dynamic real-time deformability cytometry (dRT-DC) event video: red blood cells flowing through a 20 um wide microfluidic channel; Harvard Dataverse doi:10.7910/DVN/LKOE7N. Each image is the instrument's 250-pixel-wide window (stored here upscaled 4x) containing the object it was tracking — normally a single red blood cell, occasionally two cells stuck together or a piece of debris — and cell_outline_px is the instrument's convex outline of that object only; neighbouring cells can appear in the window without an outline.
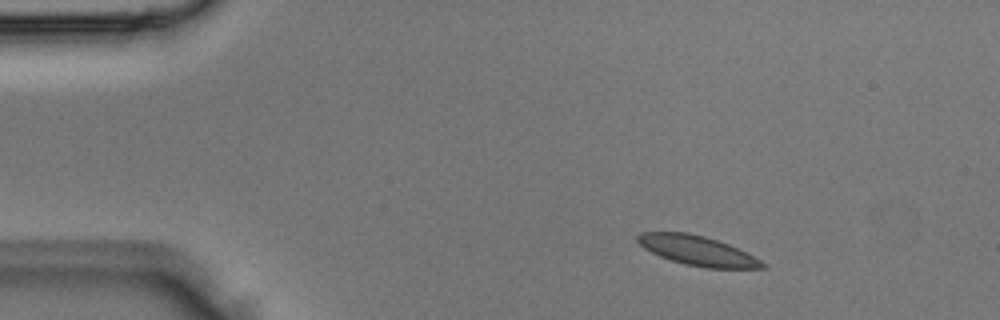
{"species": "Egyptian fruit bat (a non-hibernating species)", "species_latin": "Rousettus aegyptiacus", "temperature_condition": "room temperature", "stored_images_in_passage": 4, "segment_of_instrument_passage": [2, 2], "camera_frame_rate_fps": 3000, "um_per_image_px": 0.085, "animal": {"sex": "male"}, "frame": {"image": 1, "passage_image": 4, "time_ms": 1.0, "image_size_px": [1000, 320], "cell_outline_px": [[768, 268], [704, 268], [684, 264], [660, 256], [644, 248], [636, 240], [636, 236], [640, 232], [688, 232], [704, 236], [728, 244], [768, 264]], "centroid_in_image_um": [59.27, 21.3], "position_along_channel_um": 25.7, "area_um2": 21.39}}